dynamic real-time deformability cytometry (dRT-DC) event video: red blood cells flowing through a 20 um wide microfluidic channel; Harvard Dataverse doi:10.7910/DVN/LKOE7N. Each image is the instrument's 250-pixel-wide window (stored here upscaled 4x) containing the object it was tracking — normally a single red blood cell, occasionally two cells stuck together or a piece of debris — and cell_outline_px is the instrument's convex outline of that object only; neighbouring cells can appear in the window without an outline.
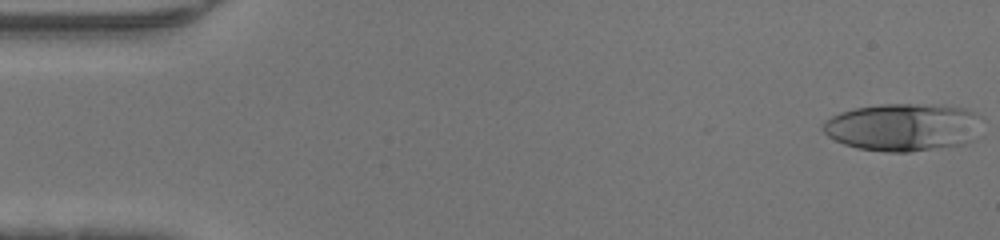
{"species": "human", "species_latin": "Homo sapiens", "temperature_condition": "warm", "stored_images_in_passage": 46, "camera_frame_rate_fps": 3000, "um_per_image_px": 0.085, "donor": {"sex": "male"}, "frame": {"image": 1, "passage_image": 1, "time_ms": 0.0, "image_size_px": [1000, 240], "cell_outline_px": [[984, 120], [976, 140], [964, 144], [908, 152], [888, 152], [856, 148], [844, 144], [828, 136], [820, 128], [824, 120], [840, 112], [856, 108], [880, 104], [944, 104], [964, 108], [976, 112], [984, 116]], "centroid_in_image_um": [76.85, 10.8], "position_along_channel_um": 8.1, "area_um2": 45.2}}
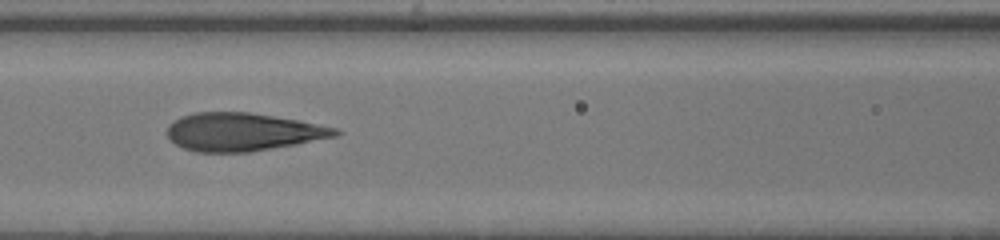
{"frame": {"image": 2, "passage_image": 20, "time_ms": 6.333, "image_size_px": [1000, 240], "cell_outline_px": [[344, 132], [336, 136], [296, 144], [248, 152], [196, 152], [184, 148], [168, 140], [168, 124], [180, 116], [192, 112], [248, 112], [296, 120], [336, 128]], "centroid_in_image_um": [20.58, 11.21], "position_along_channel_um": 146.0, "area_um2": 37.11}}
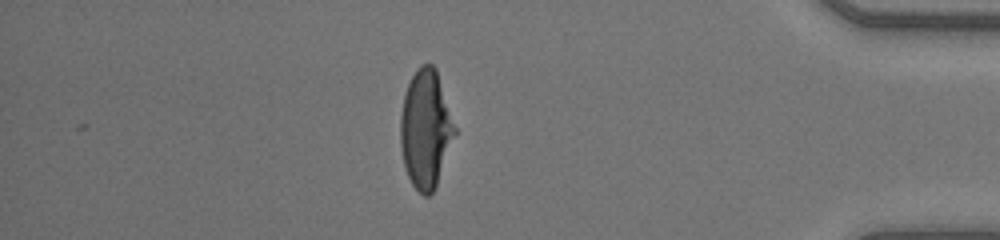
{"frame": {"image": 3, "passage_image": 40, "time_ms": 13.0, "image_size_px": [1000, 240], "cell_outline_px": [[456, 132], [436, 184], [432, 192], [428, 196], [424, 196], [412, 184], [408, 176], [404, 164], [400, 148], [400, 116], [404, 96], [408, 84], [416, 68], [420, 64], [432, 64], [436, 68], [456, 128]], "centroid_in_image_um": [36.16, 10.94], "position_along_channel_um": 399.0, "area_um2": 37.05}}